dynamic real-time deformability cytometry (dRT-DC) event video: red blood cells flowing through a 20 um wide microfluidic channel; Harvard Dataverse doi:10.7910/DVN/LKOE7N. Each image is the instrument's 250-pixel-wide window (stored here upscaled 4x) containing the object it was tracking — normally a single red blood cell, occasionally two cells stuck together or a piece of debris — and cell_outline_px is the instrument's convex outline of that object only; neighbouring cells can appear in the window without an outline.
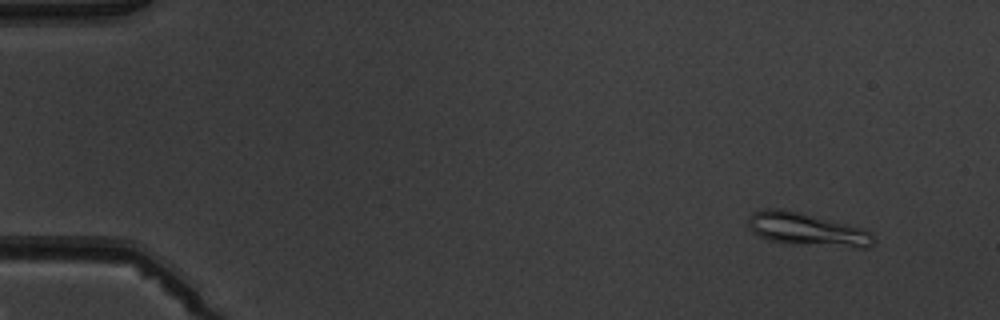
{"species": "common noctule bat (a hibernating species)", "species_latin": "Nyctalus noctula", "temperature_condition": "warm", "stored_images_in_passage": 6, "camera_frame_rate_fps": 3000, "um_per_image_px": 0.085, "animal": {"sex": "male", "body_mass_g": 19.5, "forearm_length_mm": 54.6}, "frame": {"image": 1, "passage_image": 6, "time_ms": 6.667, "image_size_px": [1000, 320], "cell_outline_px": [[876, 240], [868, 248], [852, 248], [788, 244], [768, 240], [752, 232], [748, 224], [748, 216], [752, 212], [764, 208], [784, 208], [864, 228], [872, 232]], "centroid_in_image_um": [68.61, 19.51], "position_along_channel_um": 16.4, "area_um2": 24.8}}